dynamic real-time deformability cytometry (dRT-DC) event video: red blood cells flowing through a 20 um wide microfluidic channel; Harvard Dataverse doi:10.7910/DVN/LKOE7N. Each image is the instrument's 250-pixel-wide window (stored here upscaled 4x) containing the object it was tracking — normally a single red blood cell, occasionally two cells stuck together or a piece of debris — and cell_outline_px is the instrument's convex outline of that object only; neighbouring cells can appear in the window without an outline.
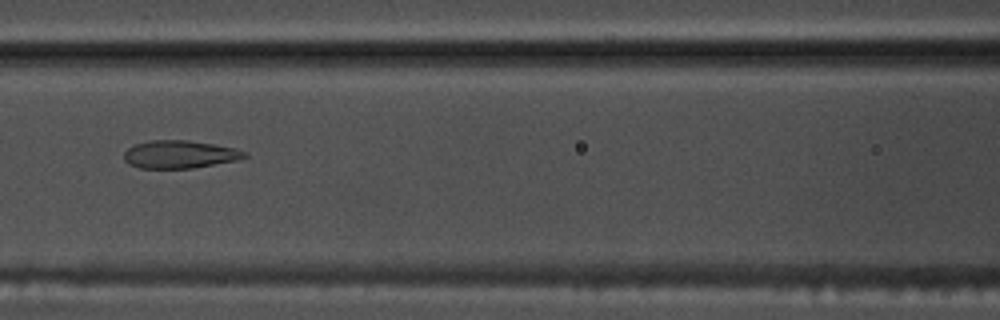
{"species": "common noctule bat (a hibernating species)", "species_latin": "Nyctalus noctula", "temperature_condition": "warm", "stored_images_in_passage": 35, "camera_frame_rate_fps": 3000, "um_per_image_px": 0.085, "animal": {"sex": "male", "body_mass_g": 17.5, "forearm_length_mm": 52.3}, "frame": {"image": 1, "passage_image": 12, "time_ms": 3.667, "image_size_px": [1000, 320], "cell_outline_px": [[248, 156], [236, 160], [192, 168], [140, 168], [128, 164], [124, 160], [124, 152], [132, 144], [152, 140], [188, 140], [236, 148], [248, 152]], "centroid_in_image_um": [15.25, 13.11], "position_along_channel_um": 151.4, "area_um2": 19.59}}
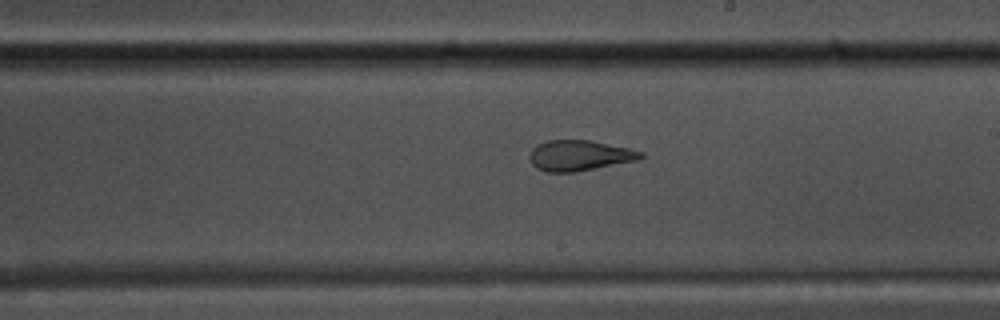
{"frame": {"image": 2, "passage_image": 19, "time_ms": 6.0, "image_size_px": [1000, 320], "cell_outline_px": [[644, 156], [640, 160], [576, 172], [544, 172], [536, 168], [532, 164], [528, 156], [532, 148], [536, 144], [548, 140], [592, 140], [628, 148], [644, 152]], "centroid_in_image_um": [49.25, 13.22], "position_along_channel_um": 239.7, "area_um2": 20.11}}
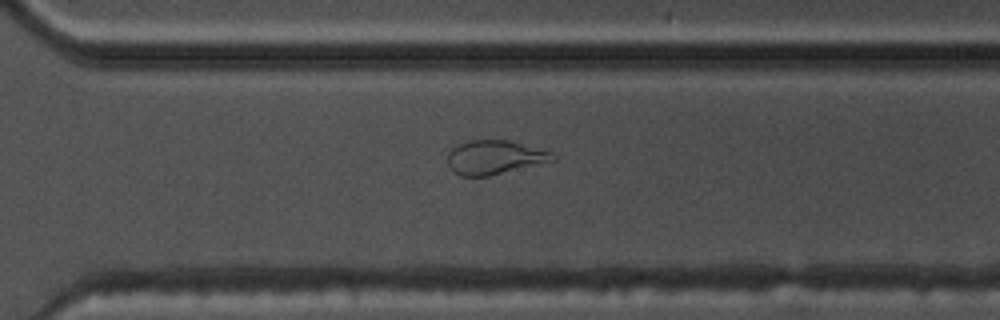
{"frame": {"image": 3, "passage_image": 26, "time_ms": 8.333, "image_size_px": [1000, 320], "cell_outline_px": [[556, 160], [488, 176], [460, 176], [452, 172], [448, 164], [448, 152], [452, 148], [468, 140], [508, 140], [552, 152], [556, 156]], "centroid_in_image_um": [42.02, 13.38], "position_along_channel_um": 328.6, "area_um2": 20.75}}